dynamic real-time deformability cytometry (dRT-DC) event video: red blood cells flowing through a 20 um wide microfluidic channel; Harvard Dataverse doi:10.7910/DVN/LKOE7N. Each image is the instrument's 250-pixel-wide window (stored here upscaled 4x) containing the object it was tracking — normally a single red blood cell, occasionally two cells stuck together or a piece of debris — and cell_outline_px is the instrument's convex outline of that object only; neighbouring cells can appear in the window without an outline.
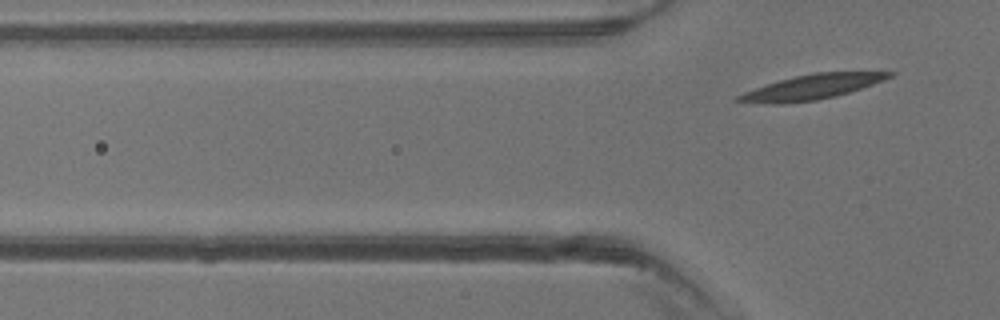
{"species": "common noctule bat (a hibernating species)", "species_latin": "Nyctalus noctula", "temperature_condition": "warm", "stored_images_in_passage": 2, "camera_frame_rate_fps": 3000, "um_per_image_px": 0.085, "animal": {"sex": "male", "body_mass_g": 13.3}, "frame": {"image": 1, "passage_image": 2, "time_ms": 1.667, "image_size_px": [1000, 320], "cell_outline_px": [[896, 72], [892, 76], [884, 80], [836, 96], [816, 100], [784, 104], [772, 104], [732, 100], [736, 96], [744, 92], [780, 80], [796, 76], [816, 72]], "centroid_in_image_um": [68.99, 7.4], "position_along_channel_um": 56.8, "area_um2": 21.44}}